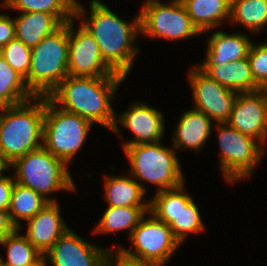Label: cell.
Wrapping results in <instances>:
<instances>
[{
    "mask_svg": "<svg viewBox=\"0 0 267 266\" xmlns=\"http://www.w3.org/2000/svg\"><path fill=\"white\" fill-rule=\"evenodd\" d=\"M89 10L90 19L86 20V10L76 0L75 16L82 18L81 24L98 43L102 58L116 73L126 77L139 51L133 43L140 34V15L129 24L101 0H91Z\"/></svg>",
    "mask_w": 267,
    "mask_h": 266,
    "instance_id": "cell-1",
    "label": "cell"
},
{
    "mask_svg": "<svg viewBox=\"0 0 267 266\" xmlns=\"http://www.w3.org/2000/svg\"><path fill=\"white\" fill-rule=\"evenodd\" d=\"M125 76L116 73L103 77L66 76L48 96L60 109L77 114L91 123L113 130L116 114L112 99Z\"/></svg>",
    "mask_w": 267,
    "mask_h": 266,
    "instance_id": "cell-2",
    "label": "cell"
},
{
    "mask_svg": "<svg viewBox=\"0 0 267 266\" xmlns=\"http://www.w3.org/2000/svg\"><path fill=\"white\" fill-rule=\"evenodd\" d=\"M0 111L4 113L0 112V160L9 167L17 158L42 147L46 97L0 107Z\"/></svg>",
    "mask_w": 267,
    "mask_h": 266,
    "instance_id": "cell-3",
    "label": "cell"
},
{
    "mask_svg": "<svg viewBox=\"0 0 267 266\" xmlns=\"http://www.w3.org/2000/svg\"><path fill=\"white\" fill-rule=\"evenodd\" d=\"M69 21L31 49V66L25 79L35 97H48L68 76Z\"/></svg>",
    "mask_w": 267,
    "mask_h": 266,
    "instance_id": "cell-4",
    "label": "cell"
},
{
    "mask_svg": "<svg viewBox=\"0 0 267 266\" xmlns=\"http://www.w3.org/2000/svg\"><path fill=\"white\" fill-rule=\"evenodd\" d=\"M10 166L16 170L13 175L16 183L29 187L49 202H56L47 197L52 192L76 189L68 165L43 146L17 158L8 169Z\"/></svg>",
    "mask_w": 267,
    "mask_h": 266,
    "instance_id": "cell-5",
    "label": "cell"
},
{
    "mask_svg": "<svg viewBox=\"0 0 267 266\" xmlns=\"http://www.w3.org/2000/svg\"><path fill=\"white\" fill-rule=\"evenodd\" d=\"M131 176L158 187L157 191L178 188L184 184L183 173L175 150L160 142L125 147Z\"/></svg>",
    "mask_w": 267,
    "mask_h": 266,
    "instance_id": "cell-6",
    "label": "cell"
},
{
    "mask_svg": "<svg viewBox=\"0 0 267 266\" xmlns=\"http://www.w3.org/2000/svg\"><path fill=\"white\" fill-rule=\"evenodd\" d=\"M93 123L57 107L46 97L43 147L67 165L81 150Z\"/></svg>",
    "mask_w": 267,
    "mask_h": 266,
    "instance_id": "cell-7",
    "label": "cell"
},
{
    "mask_svg": "<svg viewBox=\"0 0 267 266\" xmlns=\"http://www.w3.org/2000/svg\"><path fill=\"white\" fill-rule=\"evenodd\" d=\"M148 214L150 216L147 219L144 216L129 237L135 252L121 246L116 252L131 261L163 266L181 244L168 224Z\"/></svg>",
    "mask_w": 267,
    "mask_h": 266,
    "instance_id": "cell-8",
    "label": "cell"
},
{
    "mask_svg": "<svg viewBox=\"0 0 267 266\" xmlns=\"http://www.w3.org/2000/svg\"><path fill=\"white\" fill-rule=\"evenodd\" d=\"M183 191L184 184L178 188L156 191V195L149 200V212L169 225L180 244L188 233L205 229L196 203Z\"/></svg>",
    "mask_w": 267,
    "mask_h": 266,
    "instance_id": "cell-9",
    "label": "cell"
},
{
    "mask_svg": "<svg viewBox=\"0 0 267 266\" xmlns=\"http://www.w3.org/2000/svg\"><path fill=\"white\" fill-rule=\"evenodd\" d=\"M217 131L221 150L220 167L225 180L234 183L249 177L262 158L264 146L228 123H219Z\"/></svg>",
    "mask_w": 267,
    "mask_h": 266,
    "instance_id": "cell-10",
    "label": "cell"
},
{
    "mask_svg": "<svg viewBox=\"0 0 267 266\" xmlns=\"http://www.w3.org/2000/svg\"><path fill=\"white\" fill-rule=\"evenodd\" d=\"M140 11V34L176 41L201 32L193 24L181 0L169 4L147 0Z\"/></svg>",
    "mask_w": 267,
    "mask_h": 266,
    "instance_id": "cell-11",
    "label": "cell"
},
{
    "mask_svg": "<svg viewBox=\"0 0 267 266\" xmlns=\"http://www.w3.org/2000/svg\"><path fill=\"white\" fill-rule=\"evenodd\" d=\"M75 31L69 21L68 75L72 77H103L116 72L104 61L94 37L81 24Z\"/></svg>",
    "mask_w": 267,
    "mask_h": 266,
    "instance_id": "cell-12",
    "label": "cell"
},
{
    "mask_svg": "<svg viewBox=\"0 0 267 266\" xmlns=\"http://www.w3.org/2000/svg\"><path fill=\"white\" fill-rule=\"evenodd\" d=\"M193 91V105L211 120L227 123L238 92L226 88L206 75L198 66L188 72Z\"/></svg>",
    "mask_w": 267,
    "mask_h": 266,
    "instance_id": "cell-13",
    "label": "cell"
},
{
    "mask_svg": "<svg viewBox=\"0 0 267 266\" xmlns=\"http://www.w3.org/2000/svg\"><path fill=\"white\" fill-rule=\"evenodd\" d=\"M110 251L89 244L72 230H67L44 256L52 266H107ZM49 259V260H48Z\"/></svg>",
    "mask_w": 267,
    "mask_h": 266,
    "instance_id": "cell-14",
    "label": "cell"
},
{
    "mask_svg": "<svg viewBox=\"0 0 267 266\" xmlns=\"http://www.w3.org/2000/svg\"><path fill=\"white\" fill-rule=\"evenodd\" d=\"M227 123L264 145L267 140V89L238 93Z\"/></svg>",
    "mask_w": 267,
    "mask_h": 266,
    "instance_id": "cell-15",
    "label": "cell"
},
{
    "mask_svg": "<svg viewBox=\"0 0 267 266\" xmlns=\"http://www.w3.org/2000/svg\"><path fill=\"white\" fill-rule=\"evenodd\" d=\"M130 129L134 133V139L126 141L123 147L135 144H149L160 142L164 136V118L160 110L146 103H134L125 113H122L112 131L119 133L118 124Z\"/></svg>",
    "mask_w": 267,
    "mask_h": 266,
    "instance_id": "cell-16",
    "label": "cell"
},
{
    "mask_svg": "<svg viewBox=\"0 0 267 266\" xmlns=\"http://www.w3.org/2000/svg\"><path fill=\"white\" fill-rule=\"evenodd\" d=\"M26 238L45 256L54 243L70 228L63 222L58 202H49L27 220Z\"/></svg>",
    "mask_w": 267,
    "mask_h": 266,
    "instance_id": "cell-17",
    "label": "cell"
},
{
    "mask_svg": "<svg viewBox=\"0 0 267 266\" xmlns=\"http://www.w3.org/2000/svg\"><path fill=\"white\" fill-rule=\"evenodd\" d=\"M252 43L242 33L214 32L208 38L206 59L199 65H222L246 58Z\"/></svg>",
    "mask_w": 267,
    "mask_h": 266,
    "instance_id": "cell-18",
    "label": "cell"
},
{
    "mask_svg": "<svg viewBox=\"0 0 267 266\" xmlns=\"http://www.w3.org/2000/svg\"><path fill=\"white\" fill-rule=\"evenodd\" d=\"M214 81L238 93L261 90L255 83L249 58L218 65H198Z\"/></svg>",
    "mask_w": 267,
    "mask_h": 266,
    "instance_id": "cell-19",
    "label": "cell"
},
{
    "mask_svg": "<svg viewBox=\"0 0 267 266\" xmlns=\"http://www.w3.org/2000/svg\"><path fill=\"white\" fill-rule=\"evenodd\" d=\"M211 121L206 114L195 108L184 112L175 129L173 149L188 148L199 151L211 134Z\"/></svg>",
    "mask_w": 267,
    "mask_h": 266,
    "instance_id": "cell-20",
    "label": "cell"
},
{
    "mask_svg": "<svg viewBox=\"0 0 267 266\" xmlns=\"http://www.w3.org/2000/svg\"><path fill=\"white\" fill-rule=\"evenodd\" d=\"M14 20L16 38L31 49L63 25L54 14L44 12H22Z\"/></svg>",
    "mask_w": 267,
    "mask_h": 266,
    "instance_id": "cell-21",
    "label": "cell"
},
{
    "mask_svg": "<svg viewBox=\"0 0 267 266\" xmlns=\"http://www.w3.org/2000/svg\"><path fill=\"white\" fill-rule=\"evenodd\" d=\"M193 24L201 32L230 19L231 0H181ZM218 25V26H217Z\"/></svg>",
    "mask_w": 267,
    "mask_h": 266,
    "instance_id": "cell-22",
    "label": "cell"
},
{
    "mask_svg": "<svg viewBox=\"0 0 267 266\" xmlns=\"http://www.w3.org/2000/svg\"><path fill=\"white\" fill-rule=\"evenodd\" d=\"M105 199L112 207L149 206L143 197L146 188L133 177H105ZM144 201V202H143Z\"/></svg>",
    "mask_w": 267,
    "mask_h": 266,
    "instance_id": "cell-23",
    "label": "cell"
},
{
    "mask_svg": "<svg viewBox=\"0 0 267 266\" xmlns=\"http://www.w3.org/2000/svg\"><path fill=\"white\" fill-rule=\"evenodd\" d=\"M17 228L12 234L0 240V245L7 249V259L1 266H44V256L29 242L25 235Z\"/></svg>",
    "mask_w": 267,
    "mask_h": 266,
    "instance_id": "cell-24",
    "label": "cell"
},
{
    "mask_svg": "<svg viewBox=\"0 0 267 266\" xmlns=\"http://www.w3.org/2000/svg\"><path fill=\"white\" fill-rule=\"evenodd\" d=\"M149 213V206L112 207L108 206L93 233H116L129 230V236L141 219Z\"/></svg>",
    "mask_w": 267,
    "mask_h": 266,
    "instance_id": "cell-25",
    "label": "cell"
},
{
    "mask_svg": "<svg viewBox=\"0 0 267 266\" xmlns=\"http://www.w3.org/2000/svg\"><path fill=\"white\" fill-rule=\"evenodd\" d=\"M49 203L42 195L19 183L14 184L9 206L12 223L20 229L19 219L29 220ZM19 218V219H18Z\"/></svg>",
    "mask_w": 267,
    "mask_h": 266,
    "instance_id": "cell-26",
    "label": "cell"
},
{
    "mask_svg": "<svg viewBox=\"0 0 267 266\" xmlns=\"http://www.w3.org/2000/svg\"><path fill=\"white\" fill-rule=\"evenodd\" d=\"M34 97L25 79L0 54V107L15 106Z\"/></svg>",
    "mask_w": 267,
    "mask_h": 266,
    "instance_id": "cell-27",
    "label": "cell"
},
{
    "mask_svg": "<svg viewBox=\"0 0 267 266\" xmlns=\"http://www.w3.org/2000/svg\"><path fill=\"white\" fill-rule=\"evenodd\" d=\"M229 21L260 31L267 26V0H231Z\"/></svg>",
    "mask_w": 267,
    "mask_h": 266,
    "instance_id": "cell-28",
    "label": "cell"
},
{
    "mask_svg": "<svg viewBox=\"0 0 267 266\" xmlns=\"http://www.w3.org/2000/svg\"><path fill=\"white\" fill-rule=\"evenodd\" d=\"M76 0H5L2 6L21 12L54 14L63 24L74 19Z\"/></svg>",
    "mask_w": 267,
    "mask_h": 266,
    "instance_id": "cell-29",
    "label": "cell"
},
{
    "mask_svg": "<svg viewBox=\"0 0 267 266\" xmlns=\"http://www.w3.org/2000/svg\"><path fill=\"white\" fill-rule=\"evenodd\" d=\"M0 54L11 68L24 79L27 78L31 66V48L15 38L0 50Z\"/></svg>",
    "mask_w": 267,
    "mask_h": 266,
    "instance_id": "cell-30",
    "label": "cell"
},
{
    "mask_svg": "<svg viewBox=\"0 0 267 266\" xmlns=\"http://www.w3.org/2000/svg\"><path fill=\"white\" fill-rule=\"evenodd\" d=\"M248 58L255 83L261 89H267V42L259 45L252 43Z\"/></svg>",
    "mask_w": 267,
    "mask_h": 266,
    "instance_id": "cell-31",
    "label": "cell"
},
{
    "mask_svg": "<svg viewBox=\"0 0 267 266\" xmlns=\"http://www.w3.org/2000/svg\"><path fill=\"white\" fill-rule=\"evenodd\" d=\"M15 38V20L6 14H0V50Z\"/></svg>",
    "mask_w": 267,
    "mask_h": 266,
    "instance_id": "cell-32",
    "label": "cell"
},
{
    "mask_svg": "<svg viewBox=\"0 0 267 266\" xmlns=\"http://www.w3.org/2000/svg\"><path fill=\"white\" fill-rule=\"evenodd\" d=\"M14 184V176H3V174H0V209H9Z\"/></svg>",
    "mask_w": 267,
    "mask_h": 266,
    "instance_id": "cell-33",
    "label": "cell"
},
{
    "mask_svg": "<svg viewBox=\"0 0 267 266\" xmlns=\"http://www.w3.org/2000/svg\"><path fill=\"white\" fill-rule=\"evenodd\" d=\"M112 254L114 255L113 251L109 255L107 266H161V265L152 264V263H141V262L131 261L129 259L122 257L117 252H115L114 256ZM113 259L115 261H113Z\"/></svg>",
    "mask_w": 267,
    "mask_h": 266,
    "instance_id": "cell-34",
    "label": "cell"
},
{
    "mask_svg": "<svg viewBox=\"0 0 267 266\" xmlns=\"http://www.w3.org/2000/svg\"><path fill=\"white\" fill-rule=\"evenodd\" d=\"M17 227L12 223L8 210L0 209V240L12 234Z\"/></svg>",
    "mask_w": 267,
    "mask_h": 266,
    "instance_id": "cell-35",
    "label": "cell"
},
{
    "mask_svg": "<svg viewBox=\"0 0 267 266\" xmlns=\"http://www.w3.org/2000/svg\"><path fill=\"white\" fill-rule=\"evenodd\" d=\"M5 170H8V167L0 160V174H2Z\"/></svg>",
    "mask_w": 267,
    "mask_h": 266,
    "instance_id": "cell-36",
    "label": "cell"
}]
</instances>
